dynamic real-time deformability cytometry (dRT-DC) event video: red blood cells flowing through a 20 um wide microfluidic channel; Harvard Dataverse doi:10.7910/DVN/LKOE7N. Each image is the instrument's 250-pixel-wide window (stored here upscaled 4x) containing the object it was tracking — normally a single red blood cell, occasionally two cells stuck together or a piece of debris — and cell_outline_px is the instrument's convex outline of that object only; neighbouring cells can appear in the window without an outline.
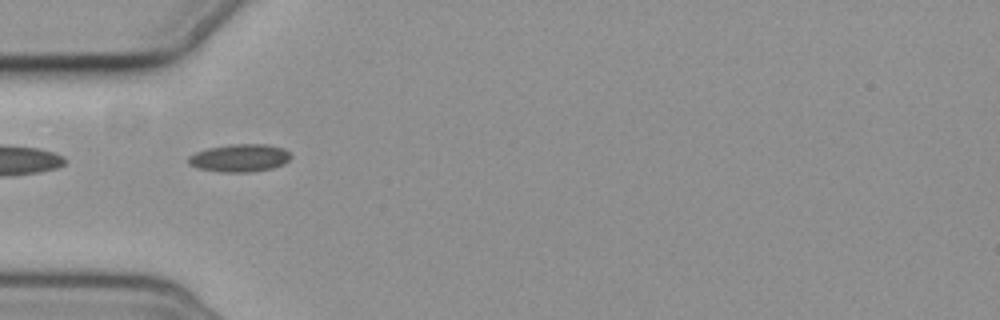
{"species": "common noctule bat (a hibernating species)", "species_latin": "Nyctalus noctula", "temperature_condition": "cold", "stored_images_in_passage": 2, "camera_frame_rate_fps": 3000, "um_per_image_px": 0.085, "animal": {"sex": "female", "body_mass_g": 19.3, "forearm_length_mm": 54.1}, "frame": {"image": 1, "passage_image": 1, "time_ms": 0.0, "image_size_px": [1000, 320], "cell_outline_px": [[292, 156], [284, 164], [272, 168], [248, 172], [220, 172], [196, 168], [188, 164], [188, 156], [196, 152], [208, 148], [228, 144], [268, 144], [284, 148]], "centroid_in_image_um": [20.35, 13.42], "position_along_channel_um": 64.6, "area_um2": 16.7}}